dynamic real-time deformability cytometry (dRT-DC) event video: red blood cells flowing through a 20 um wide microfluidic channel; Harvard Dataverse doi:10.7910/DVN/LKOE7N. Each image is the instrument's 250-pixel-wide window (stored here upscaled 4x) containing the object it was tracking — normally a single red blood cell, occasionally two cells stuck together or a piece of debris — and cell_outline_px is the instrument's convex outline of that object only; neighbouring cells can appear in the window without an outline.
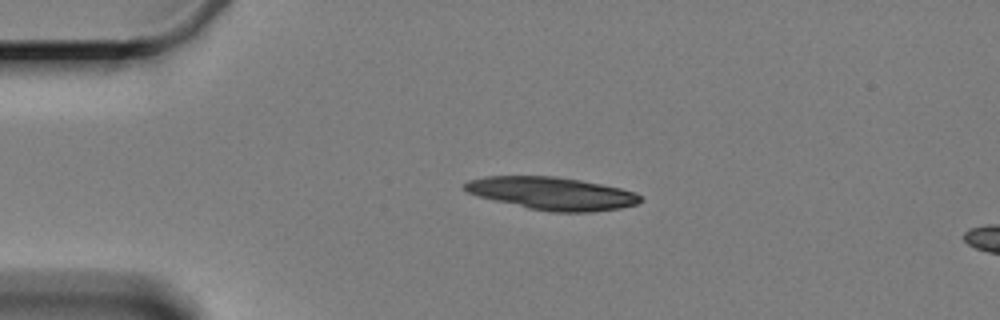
{"species": "Egyptian fruit bat (a non-hibernating species)", "species_latin": "Rousettus aegyptiacus", "temperature_condition": "cold", "stored_images_in_passage": 4, "camera_frame_rate_fps": 3000, "um_per_image_px": 0.085, "animal": {"sex": "female"}, "frame": {"image": 1, "passage_image": 2, "time_ms": 1.667, "image_size_px": [1000, 320], "cell_outline_px": [[644, 200], [636, 204], [620, 208], [592, 212], [552, 212], [528, 208], [476, 196], [468, 192], [464, 188], [464, 184], [468, 180], [484, 176], [556, 176], [580, 180], [620, 188], [636, 192]], "centroid_in_image_um": [46.92, 16.44], "position_along_channel_um": 38.1, "area_um2": 33.52}}